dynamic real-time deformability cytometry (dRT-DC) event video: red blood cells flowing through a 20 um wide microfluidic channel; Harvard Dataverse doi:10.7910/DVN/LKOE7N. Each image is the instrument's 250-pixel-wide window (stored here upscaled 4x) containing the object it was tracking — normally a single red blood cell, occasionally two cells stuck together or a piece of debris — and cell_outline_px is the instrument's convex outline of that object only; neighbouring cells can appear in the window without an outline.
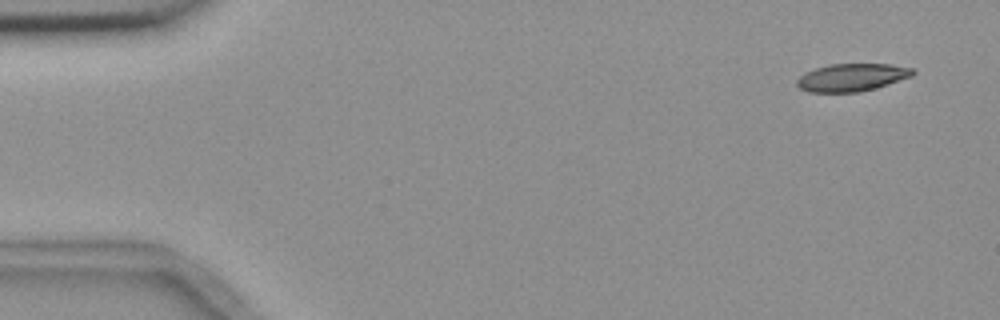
{"species": "common noctule bat (a hibernating species)", "species_latin": "Nyctalus noctula", "temperature_condition": "room temperature", "stored_images_in_passage": 7, "camera_frame_rate_fps": 3000, "um_per_image_px": 0.085, "animal": {"sex": "female", "body_mass_g": 18.4}, "frame": {"image": 1, "passage_image": 1, "time_ms": 0.0, "image_size_px": [1000, 320], "cell_outline_px": [[916, 72], [912, 76], [876, 88], [860, 92], [808, 92], [800, 88], [796, 84], [796, 80], [804, 72], [828, 64], [888, 64], [912, 68]], "centroid_in_image_um": [72.39, 6.58], "position_along_channel_um": 12.6, "area_um2": 18.73}}
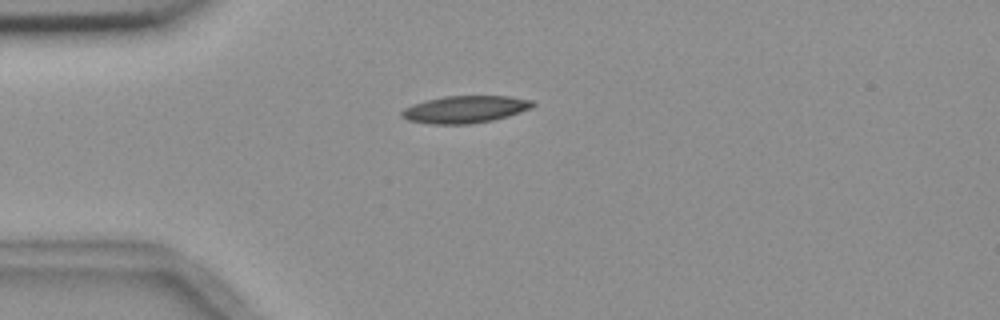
{"frame": {"image": 2, "passage_image": 4, "time_ms": 3.667, "image_size_px": [1000, 320], "cell_outline_px": [[536, 104], [532, 108], [508, 116], [492, 120], [472, 124], [432, 124], [408, 120], [400, 116], [400, 112], [404, 108], [412, 104], [444, 96], [508, 96], [532, 100]], "centroid_in_image_um": [39.53, 9.3], "position_along_channel_um": 45.5, "area_um2": 20.81}}
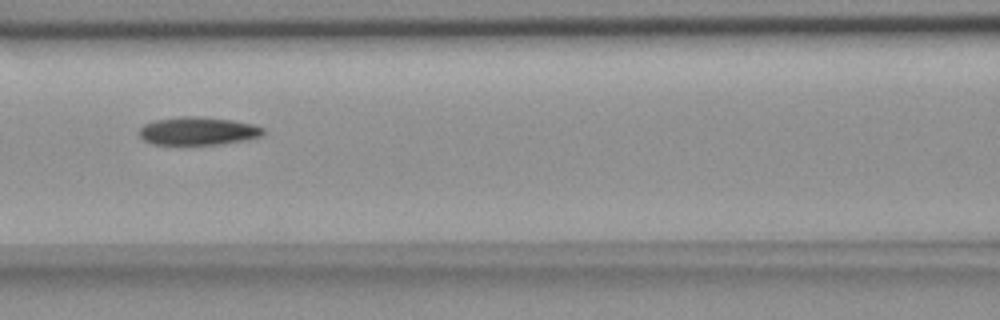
{"frame": {"image": 3, "passage_image": 7, "time_ms": 7.0, "image_size_px": [1000, 320], "cell_outline_px": [[264, 136], [248, 140], [220, 144], [152, 144], [144, 140], [136, 132], [144, 124], [156, 120], [176, 116], [192, 116], [232, 120], [252, 124], [264, 128]], "centroid_in_image_um": [16.83, 11.14], "position_along_channel_um": 149.8, "area_um2": 20.4}}